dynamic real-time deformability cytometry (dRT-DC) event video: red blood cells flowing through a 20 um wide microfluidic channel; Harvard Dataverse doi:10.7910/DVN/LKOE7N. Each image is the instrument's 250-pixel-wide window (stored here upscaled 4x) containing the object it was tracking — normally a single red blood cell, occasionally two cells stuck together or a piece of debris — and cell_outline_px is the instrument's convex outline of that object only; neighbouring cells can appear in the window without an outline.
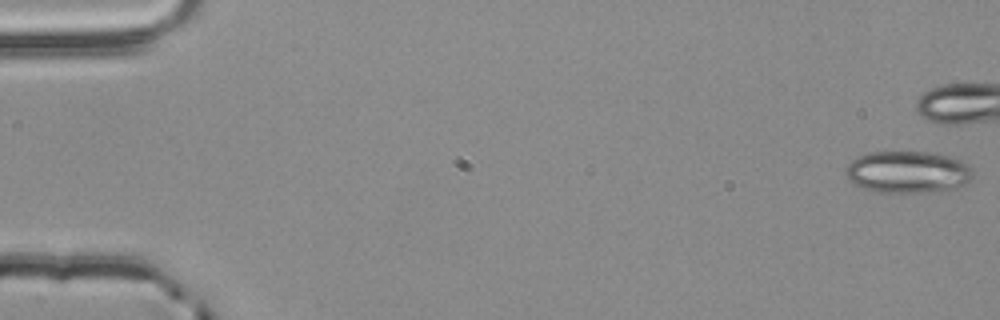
{"species": "common noctule bat (a hibernating species)", "species_latin": "Nyctalus noctula", "temperature_condition": "room temperature", "stored_images_in_passage": 11, "camera_frame_rate_fps": 3000, "um_per_image_px": 0.085, "animal": {"sex": "male", "body_mass_g": 20.4}, "frame": {"image": 1, "passage_image": 1, "time_ms": 0.0, "image_size_px": [1000, 320], "cell_outline_px": [[972, 176], [964, 184], [956, 188], [936, 192], [872, 192], [856, 184], [844, 172], [848, 164], [852, 160], [860, 156], [872, 152], [928, 152], [948, 156], [972, 164]], "centroid_in_image_um": [77.2, 14.63], "position_along_channel_um": 7.8, "area_um2": 31.04}}